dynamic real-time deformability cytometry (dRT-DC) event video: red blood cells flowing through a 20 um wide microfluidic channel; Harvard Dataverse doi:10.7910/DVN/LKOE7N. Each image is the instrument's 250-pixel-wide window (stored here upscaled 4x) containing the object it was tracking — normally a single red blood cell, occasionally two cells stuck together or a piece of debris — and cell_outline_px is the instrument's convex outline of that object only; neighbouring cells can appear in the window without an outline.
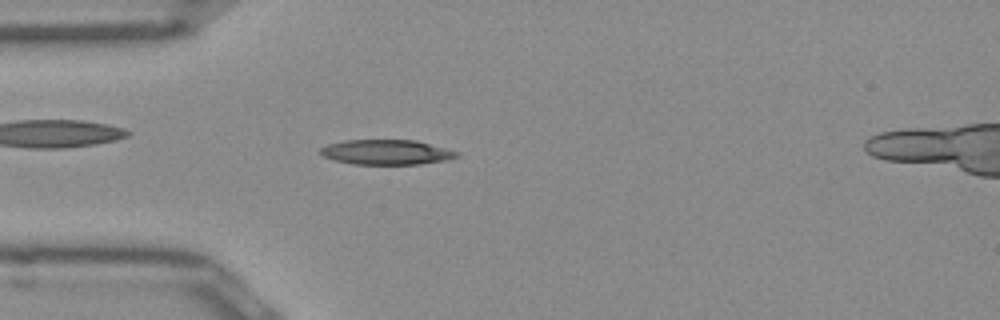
{"species": "Egyptian fruit bat (a non-hibernating species)", "species_latin": "Rousettus aegyptiacus", "temperature_condition": "room temperature", "stored_images_in_passage": 40, "segment_of_instrument_passage": [1, 2], "camera_frame_rate_fps": 3000, "um_per_image_px": 0.085, "frame": {"image": 1, "passage_image": 2, "time_ms": 0.333, "image_size_px": [1000, 320], "cell_outline_px": [[460, 156], [448, 160], [420, 164], [352, 164], [336, 160], [324, 156], [316, 152], [320, 148], [328, 144], [344, 140], [416, 140], [460, 152]], "centroid_in_image_um": [32.86, 12.93], "position_along_channel_um": 52.1, "area_um2": 19.94}}
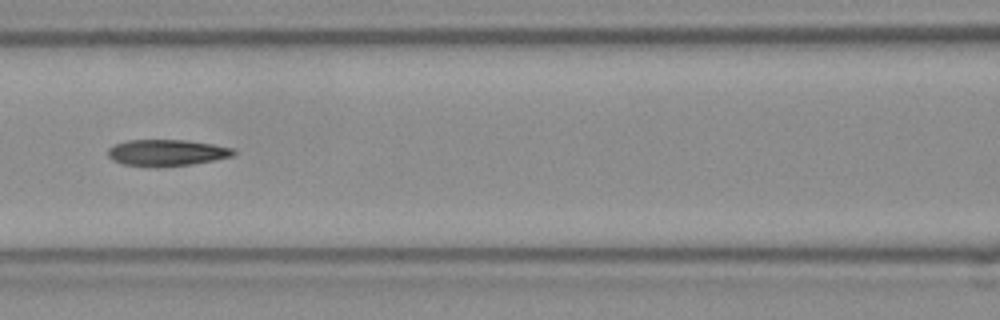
{"frame": {"image": 2, "passage_image": 10, "time_ms": 3.0, "image_size_px": [1000, 320], "cell_outline_px": [[236, 152], [232, 156], [192, 164], [124, 164], [112, 160], [108, 156], [108, 148], [116, 144], [128, 140], [188, 140], [212, 144], [232, 148]], "centroid_in_image_um": [14.18, 12.93], "position_along_channel_um": 152.4, "area_um2": 18.38}}
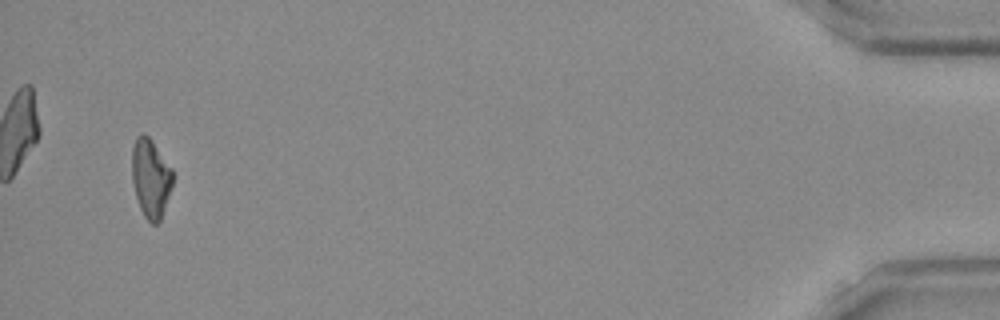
{"frame": {"image": 3, "passage_image": 37, "time_ms": 12.0, "image_size_px": [1000, 320], "cell_outline_px": [[172, 184], [160, 220], [156, 224], [152, 224], [144, 216], [140, 208], [136, 196], [132, 180], [132, 148], [136, 136], [144, 132], [152, 140], [172, 168]], "centroid_in_image_um": [12.79, 15.1], "position_along_channel_um": 422.4, "area_um2": 18.55}}